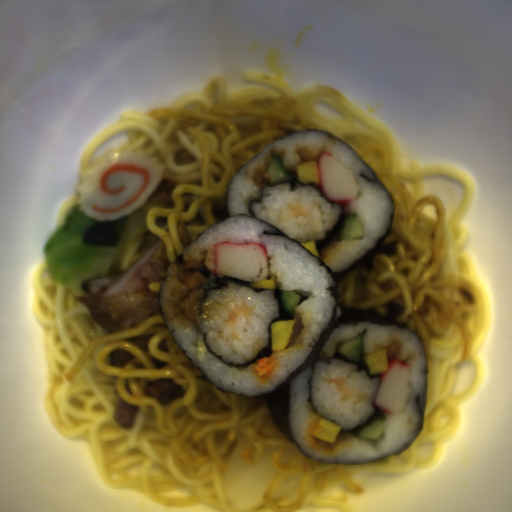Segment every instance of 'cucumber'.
Segmentation results:
<instances>
[{
    "instance_id": "3",
    "label": "cucumber",
    "mask_w": 512,
    "mask_h": 512,
    "mask_svg": "<svg viewBox=\"0 0 512 512\" xmlns=\"http://www.w3.org/2000/svg\"><path fill=\"white\" fill-rule=\"evenodd\" d=\"M386 422L387 418L377 416L358 430L357 437L376 441L384 434Z\"/></svg>"
},
{
    "instance_id": "4",
    "label": "cucumber",
    "mask_w": 512,
    "mask_h": 512,
    "mask_svg": "<svg viewBox=\"0 0 512 512\" xmlns=\"http://www.w3.org/2000/svg\"><path fill=\"white\" fill-rule=\"evenodd\" d=\"M265 168L271 177V180H270L271 188L276 185L288 183L292 179L286 173L284 167L282 166V164L277 156L273 155L270 162L266 163Z\"/></svg>"
},
{
    "instance_id": "2",
    "label": "cucumber",
    "mask_w": 512,
    "mask_h": 512,
    "mask_svg": "<svg viewBox=\"0 0 512 512\" xmlns=\"http://www.w3.org/2000/svg\"><path fill=\"white\" fill-rule=\"evenodd\" d=\"M339 240H358L363 238V225L357 213H349L344 220V227L340 229Z\"/></svg>"
},
{
    "instance_id": "5",
    "label": "cucumber",
    "mask_w": 512,
    "mask_h": 512,
    "mask_svg": "<svg viewBox=\"0 0 512 512\" xmlns=\"http://www.w3.org/2000/svg\"><path fill=\"white\" fill-rule=\"evenodd\" d=\"M280 303L287 313L294 317V309L299 305L301 296L295 291H282L279 296Z\"/></svg>"
},
{
    "instance_id": "1",
    "label": "cucumber",
    "mask_w": 512,
    "mask_h": 512,
    "mask_svg": "<svg viewBox=\"0 0 512 512\" xmlns=\"http://www.w3.org/2000/svg\"><path fill=\"white\" fill-rule=\"evenodd\" d=\"M367 333V327L356 337L345 340L338 348L337 353L349 361L360 362L363 355V341Z\"/></svg>"
}]
</instances>
